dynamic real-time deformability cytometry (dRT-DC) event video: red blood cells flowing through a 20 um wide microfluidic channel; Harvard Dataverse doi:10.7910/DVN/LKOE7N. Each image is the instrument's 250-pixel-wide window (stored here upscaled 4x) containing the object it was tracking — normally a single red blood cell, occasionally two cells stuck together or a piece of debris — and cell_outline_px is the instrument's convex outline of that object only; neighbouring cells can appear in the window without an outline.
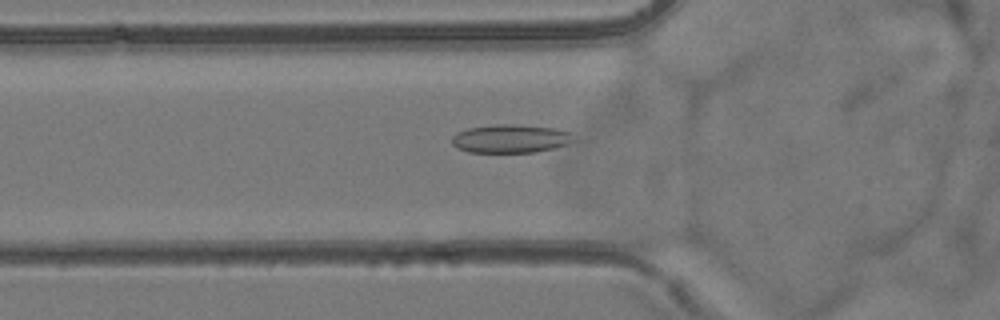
{"species": "common noctule bat (a hibernating species)", "species_latin": "Nyctalus noctula", "temperature_condition": "room temperature", "stored_images_in_passage": 53, "camera_frame_rate_fps": 3000, "um_per_image_px": 0.085, "animal": {"sex": "female", "body_mass_g": 24.6, "forearm_length_mm": 56.2}, "frame": {"image": 1, "passage_image": 17, "time_ms": 5.333, "image_size_px": [1000, 320], "cell_outline_px": [[576, 140], [568, 144], [536, 152], [468, 152], [456, 148], [452, 144], [452, 136], [456, 132], [468, 128], [496, 124], [512, 124], [556, 128], [572, 132]], "centroid_in_image_um": [43.41, 11.78], "position_along_channel_um": 82.4, "area_um2": 20.35}}
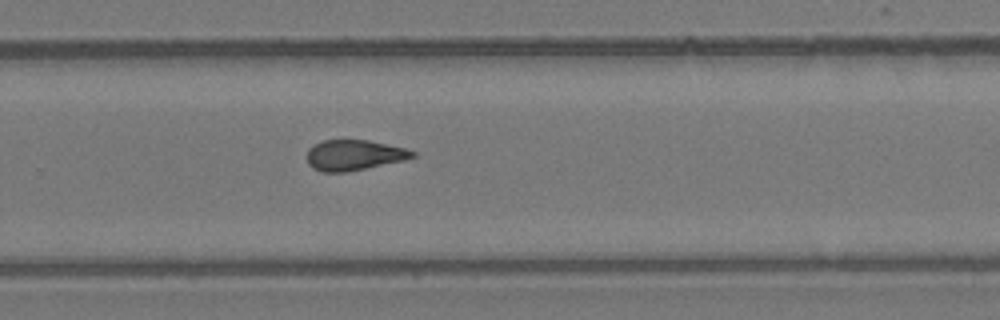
{"frame": {"image": 2, "passage_image": 34, "time_ms": 11.0, "image_size_px": [1000, 320], "cell_outline_px": [[416, 156], [404, 160], [348, 172], [324, 172], [312, 168], [308, 164], [308, 148], [312, 144], [324, 140], [368, 140], [404, 148], [416, 152]], "centroid_in_image_um": [30.07, 13.18], "position_along_channel_um": 299.7, "area_um2": 18.73}}
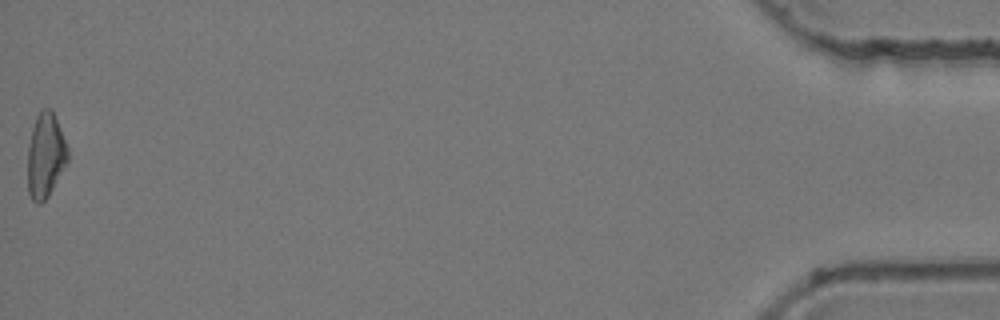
{"frame": {"image": 3, "passage_image": 53, "time_ms": 17.333, "image_size_px": [1000, 320], "cell_outline_px": [[68, 160], [48, 196], [40, 204], [36, 204], [32, 200], [28, 192], [28, 148], [32, 128], [36, 116], [40, 108], [48, 108], [52, 112], [56, 120], [68, 148]], "centroid_in_image_um": [3.85, 13.22], "position_along_channel_um": 431.4, "area_um2": 19.54}, "authors_computed_cell_mechanics": {"area_um2": 19.5364, "velocity_mm_per_s": 3.8179, "shape_relaxation_time_tau1_ms": null, "shape_relaxation_time_tau2_ms": 2.6431, "deformation_change_tau1": null, "deformation_change_tau2": 0.1021}}